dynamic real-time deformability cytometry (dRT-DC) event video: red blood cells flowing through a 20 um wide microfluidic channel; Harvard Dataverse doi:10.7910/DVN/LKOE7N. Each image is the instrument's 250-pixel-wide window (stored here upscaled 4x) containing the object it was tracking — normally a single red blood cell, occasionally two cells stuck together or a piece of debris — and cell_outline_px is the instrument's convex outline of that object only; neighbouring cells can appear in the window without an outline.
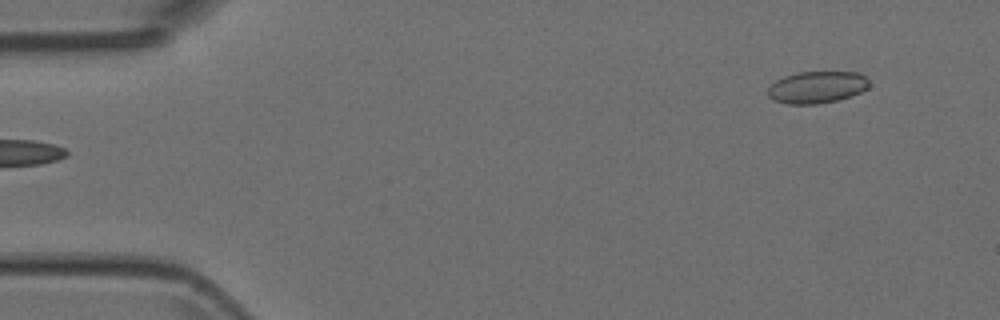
{"species": "Egyptian fruit bat (a non-hibernating species)", "species_latin": "Rousettus aegyptiacus", "temperature_condition": "room temperature", "stored_images_in_passage": 3, "segment_of_instrument_passage": [2, 2], "camera_frame_rate_fps": 3000, "um_per_image_px": 0.085, "animal": {"sex": "female"}, "frame": {"image": 1, "passage_image": 3, "time_ms": 0.667, "image_size_px": [1000, 320], "cell_outline_px": [[868, 88], [860, 92], [836, 100], [816, 104], [788, 104], [776, 100], [768, 96], [768, 88], [776, 80], [784, 76], [796, 72], [860, 72], [868, 80]], "centroid_in_image_um": [69.43, 7.4], "position_along_channel_um": 15.6, "area_um2": 18.67}}